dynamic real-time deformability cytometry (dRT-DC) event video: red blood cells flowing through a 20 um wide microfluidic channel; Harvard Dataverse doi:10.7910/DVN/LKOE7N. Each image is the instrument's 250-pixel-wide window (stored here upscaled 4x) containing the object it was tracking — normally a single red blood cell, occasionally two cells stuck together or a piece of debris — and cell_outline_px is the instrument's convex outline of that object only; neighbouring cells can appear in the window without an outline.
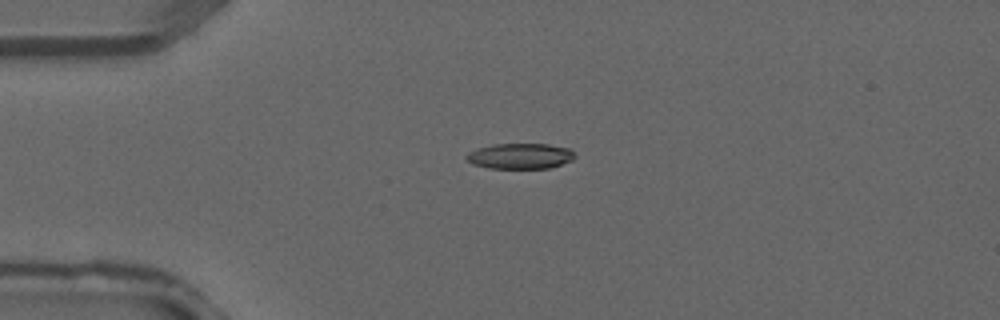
{"species": "common noctule bat (a hibernating species)", "species_latin": "Nyctalus noctula", "temperature_condition": "warm", "stored_images_in_passage": 3, "camera_frame_rate_fps": 3000, "um_per_image_px": 0.085, "animal": {"sex": "male", "forearm_length_mm": 52.5}, "frame": {"image": 1, "passage_image": 2, "time_ms": 0.333, "image_size_px": [1000, 320], "cell_outline_px": [[576, 156], [572, 160], [548, 168], [488, 168], [472, 164], [464, 156], [468, 152], [476, 148], [492, 144], [548, 144], [568, 148]], "centroid_in_image_um": [44.16, 13.26], "position_along_channel_um": 40.8, "area_um2": 16.13}}